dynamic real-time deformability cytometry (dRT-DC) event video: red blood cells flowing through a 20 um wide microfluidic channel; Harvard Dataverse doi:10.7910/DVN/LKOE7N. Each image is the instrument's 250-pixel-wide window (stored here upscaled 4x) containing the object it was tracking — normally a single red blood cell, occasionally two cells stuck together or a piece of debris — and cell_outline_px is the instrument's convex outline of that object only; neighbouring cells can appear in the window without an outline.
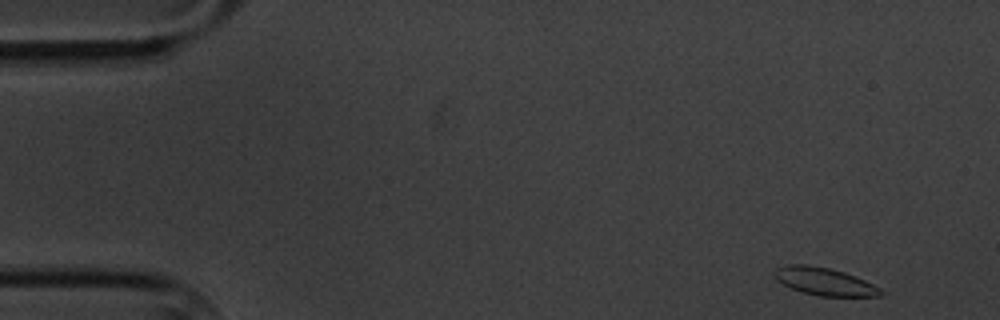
{"species": "common noctule bat (a hibernating species)", "species_latin": "Nyctalus noctula", "temperature_condition": "cold", "stored_images_in_passage": 4, "camera_frame_rate_fps": 3000, "um_per_image_px": 0.085, "animal": {"sex": "male", "body_mass_g": 20.1, "forearm_length_mm": 53.5}, "frame": {"image": 1, "passage_image": 1, "time_ms": 0.0, "image_size_px": [1000, 320], "cell_outline_px": [[884, 292], [880, 296], [820, 296], [804, 292], [792, 288], [776, 280], [772, 272], [776, 268], [788, 264], [804, 264], [828, 268], [844, 272], [856, 276], [880, 288]], "centroid_in_image_um": [70.06, 23.92], "position_along_channel_um": 14.9, "area_um2": 16.99}}